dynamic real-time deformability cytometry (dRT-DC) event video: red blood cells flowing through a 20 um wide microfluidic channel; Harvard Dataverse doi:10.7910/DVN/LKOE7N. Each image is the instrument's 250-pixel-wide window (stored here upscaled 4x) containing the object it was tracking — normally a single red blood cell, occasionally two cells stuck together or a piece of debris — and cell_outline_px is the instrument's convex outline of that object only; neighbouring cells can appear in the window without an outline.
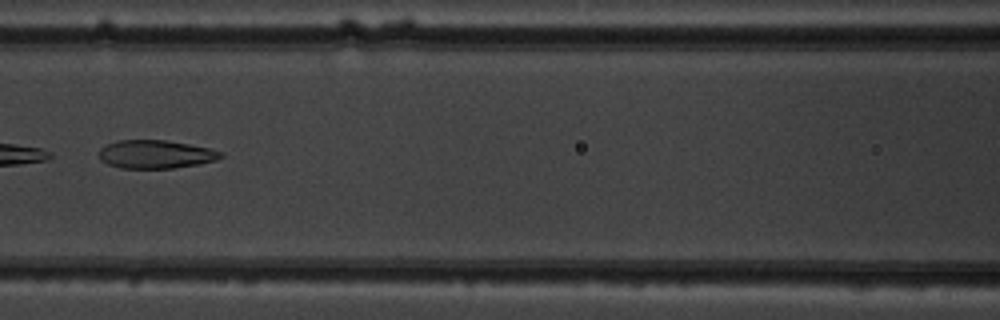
{"species": "common noctule bat (a hibernating species)", "species_latin": "Nyctalus noctula", "temperature_condition": "warm", "stored_images_in_passage": 7, "camera_frame_rate_fps": 3000, "um_per_image_px": 0.085, "animal": {"sex": "male", "body_mass_g": 19.5, "forearm_length_mm": 54.6}, "frame": {"image": 1, "passage_image": 6, "time_ms": 6.0, "image_size_px": [1000, 320], "cell_outline_px": [[224, 156], [216, 160], [200, 164], [172, 168], [120, 168], [108, 164], [100, 160], [100, 148], [104, 144], [120, 140], [164, 140], [188, 144], [208, 148], [224, 152]], "centroid_in_image_um": [13.23, 13.11], "position_along_channel_um": 153.4, "area_um2": 20.11}}
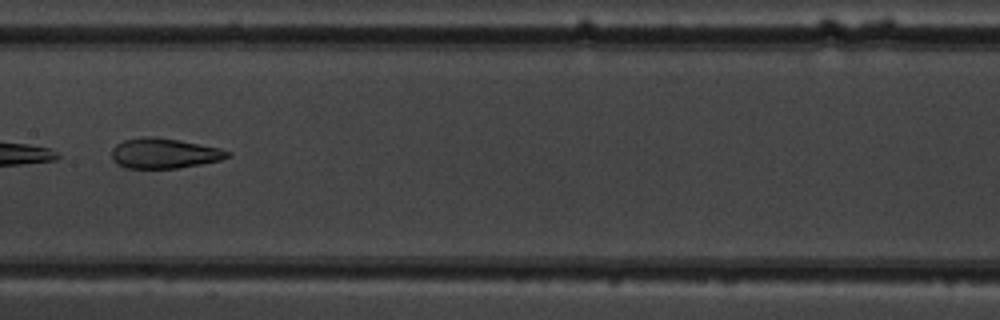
{"frame": {"image": 2, "passage_image": 7, "time_ms": 7.0, "image_size_px": [1000, 320], "cell_outline_px": [[232, 156], [220, 160], [180, 168], [124, 168], [116, 164], [112, 160], [112, 148], [116, 144], [124, 140], [144, 136], [156, 136], [180, 140], [220, 148], [232, 152]], "centroid_in_image_um": [13.95, 13.03], "position_along_channel_um": 193.4, "area_um2": 20.63}}